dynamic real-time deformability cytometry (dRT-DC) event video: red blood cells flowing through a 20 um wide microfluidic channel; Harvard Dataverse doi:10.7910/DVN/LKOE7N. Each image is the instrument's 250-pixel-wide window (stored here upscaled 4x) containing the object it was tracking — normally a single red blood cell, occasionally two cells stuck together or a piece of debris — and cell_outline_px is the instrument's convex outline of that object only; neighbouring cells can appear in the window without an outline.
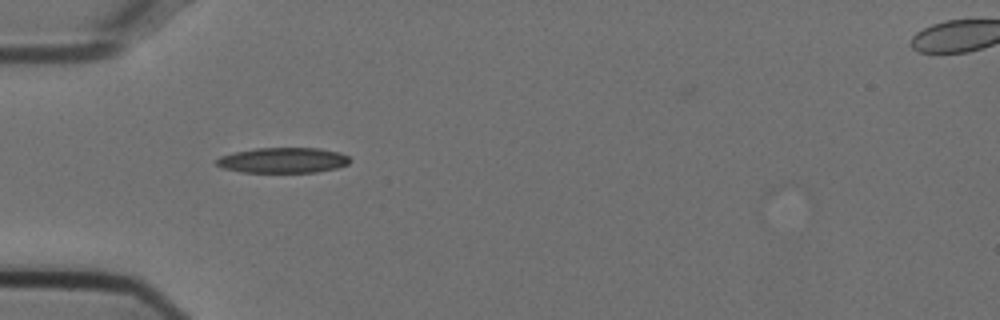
{"species": "Egyptian fruit bat (a non-hibernating species)", "species_latin": "Rousettus aegyptiacus", "temperature_condition": "cold", "stored_images_in_passage": 38, "camera_frame_rate_fps": 3000, "um_per_image_px": 0.085, "animal": {"sex": "female"}, "frame": {"image": 1, "passage_image": 1, "time_ms": 0.0, "image_size_px": [1000, 320], "cell_outline_px": [[352, 160], [348, 164], [336, 168], [316, 172], [240, 172], [224, 168], [216, 164], [216, 160], [220, 156], [236, 152], [256, 148], [320, 148], [340, 152], [348, 156]], "centroid_in_image_um": [24.09, 13.62], "position_along_channel_um": 60.9, "area_um2": 19.71}}
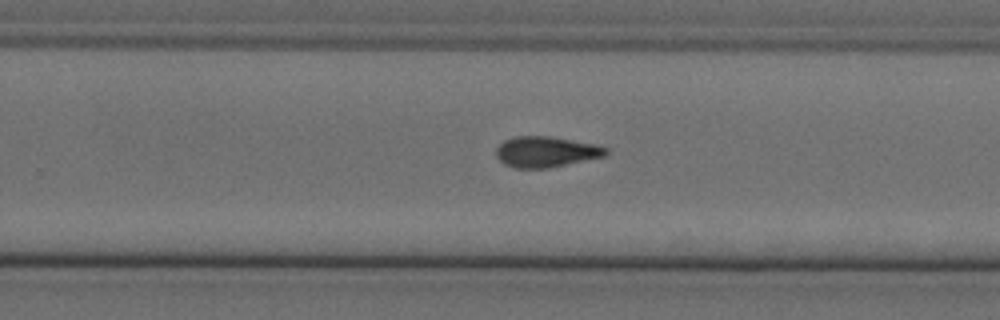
{"frame": {"image": 2, "passage_image": 19, "time_ms": 6.0, "image_size_px": [1000, 320], "cell_outline_px": [[608, 152], [604, 156], [548, 168], [516, 168], [504, 164], [496, 156], [496, 148], [504, 140], [516, 136], [552, 136], [596, 144], [608, 148]], "centroid_in_image_um": [46.4, 12.89], "position_along_channel_um": 283.4, "area_um2": 19.65}}
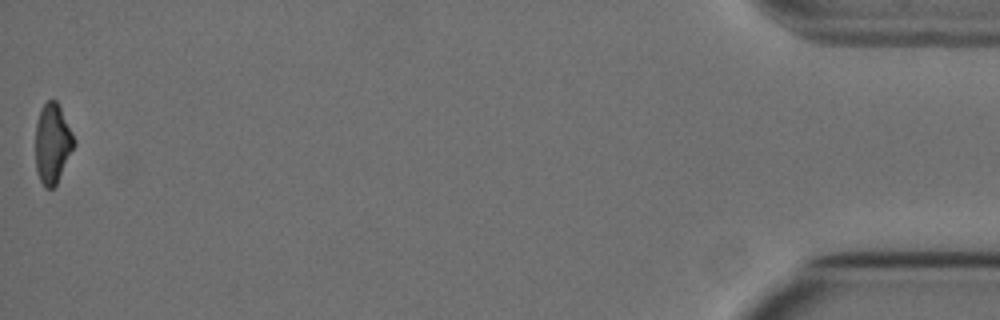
{"frame": {"image": 3, "passage_image": 38, "time_ms": 12.333, "image_size_px": [1000, 320], "cell_outline_px": [[76, 144], [56, 184], [52, 188], [44, 188], [36, 172], [36, 124], [40, 108], [48, 100], [56, 100], [76, 140]], "centroid_in_image_um": [4.46, 12.21], "position_along_channel_um": 430.7, "area_um2": 17.86}, "authors_computed_cell_mechanics": {"area_um2": 19.4497, "velocity_mm_per_s": 3.764, "shape_relaxation_time_tau1_ms": 8.9002, "shape_relaxation_time_tau2_ms": 8.5064, "deformation_change_tau1": 0.222, "deformation_change_tau2": 0.1953}}